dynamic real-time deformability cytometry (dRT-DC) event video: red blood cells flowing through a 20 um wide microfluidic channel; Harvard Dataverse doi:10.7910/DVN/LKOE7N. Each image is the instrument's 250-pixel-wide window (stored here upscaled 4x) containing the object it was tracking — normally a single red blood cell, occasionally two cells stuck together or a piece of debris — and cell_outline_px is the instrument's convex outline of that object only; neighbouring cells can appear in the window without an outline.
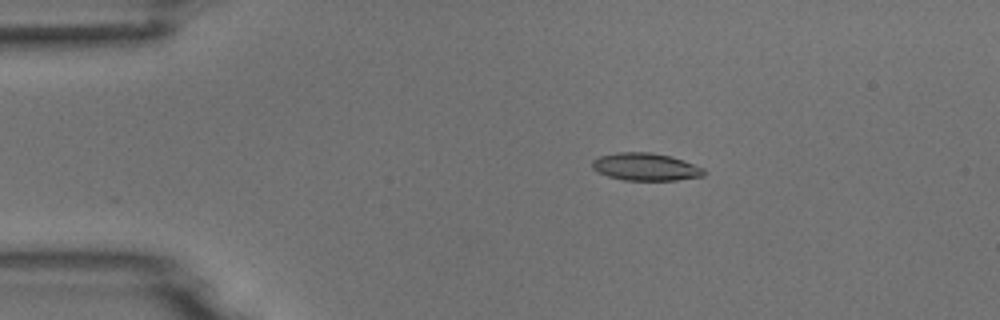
{"species": "common noctule bat (a hibernating species)", "species_latin": "Nyctalus noctula", "temperature_condition": "room temperature", "stored_images_in_passage": 42, "camera_frame_rate_fps": 3000, "um_per_image_px": 0.085, "animal": {"sex": "male", "body_mass_g": 18.8}, "frame": {"image": 1, "passage_image": 1, "time_ms": 0.0, "image_size_px": [1000, 320], "cell_outline_px": [[708, 172], [704, 176], [676, 180], [624, 180], [608, 176], [592, 168], [592, 160], [600, 156], [616, 152], [648, 152], [672, 156], [704, 168]], "centroid_in_image_um": [54.91, 14.18], "position_along_channel_um": 30.1, "area_um2": 17.98}}
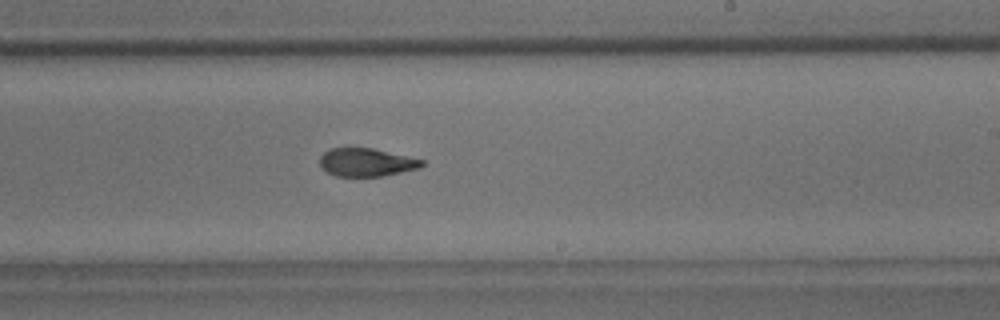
{"frame": {"image": 2, "passage_image": 22, "time_ms": 7.0, "image_size_px": [1000, 320], "cell_outline_px": [[424, 164], [420, 168], [380, 176], [336, 176], [320, 168], [320, 156], [328, 148], [372, 148], [424, 160]], "centroid_in_image_um": [31.11, 13.79], "position_along_channel_um": 257.9, "area_um2": 16.65}}
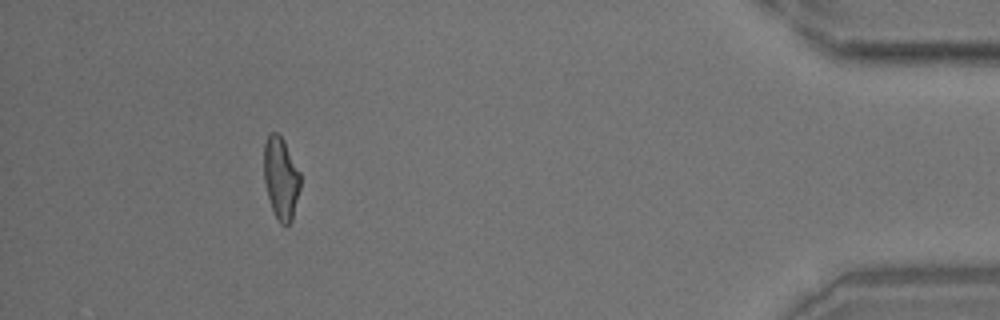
{"frame": {"image": 3, "passage_image": 38, "time_ms": 12.333, "image_size_px": [1000, 320], "cell_outline_px": [[300, 188], [292, 220], [284, 228], [280, 224], [272, 208], [268, 196], [264, 180], [264, 144], [268, 132], [276, 132], [284, 140], [300, 172]], "centroid_in_image_um": [23.88, 15.13], "position_along_channel_um": 411.3, "area_um2": 17.51}}